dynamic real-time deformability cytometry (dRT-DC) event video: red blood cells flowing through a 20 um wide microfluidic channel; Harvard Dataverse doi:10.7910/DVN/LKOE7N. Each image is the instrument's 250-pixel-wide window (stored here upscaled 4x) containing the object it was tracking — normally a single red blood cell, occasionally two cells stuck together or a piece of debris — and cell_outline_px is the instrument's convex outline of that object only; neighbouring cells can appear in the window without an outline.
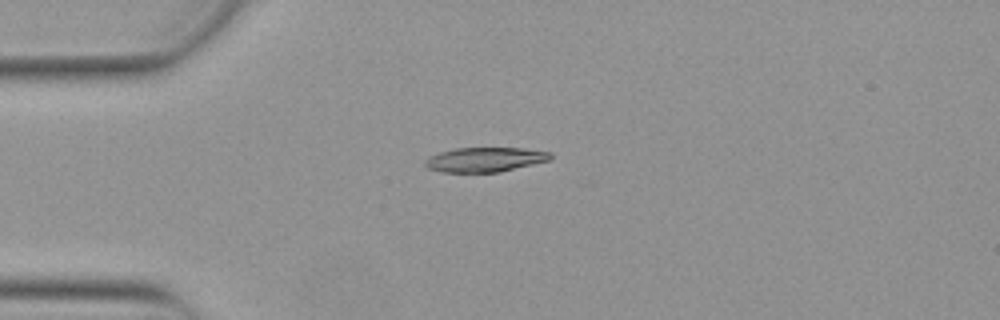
{"species": "Egyptian fruit bat (a non-hibernating species)", "species_latin": "Rousettus aegyptiacus", "temperature_condition": "warm", "stored_images_in_passage": 17, "camera_frame_rate_fps": 3000, "um_per_image_px": 0.085, "animal": {"sex": "female"}, "frame": {"image": 1, "passage_image": 12, "time_ms": 3.667, "image_size_px": [1000, 320], "cell_outline_px": [[552, 156], [548, 160], [500, 172], [440, 172], [428, 168], [424, 164], [424, 160], [428, 156], [440, 152], [456, 148], [524, 148], [552, 152]], "centroid_in_image_um": [41.19, 13.56], "position_along_channel_um": 43.8, "area_um2": 17.92}}
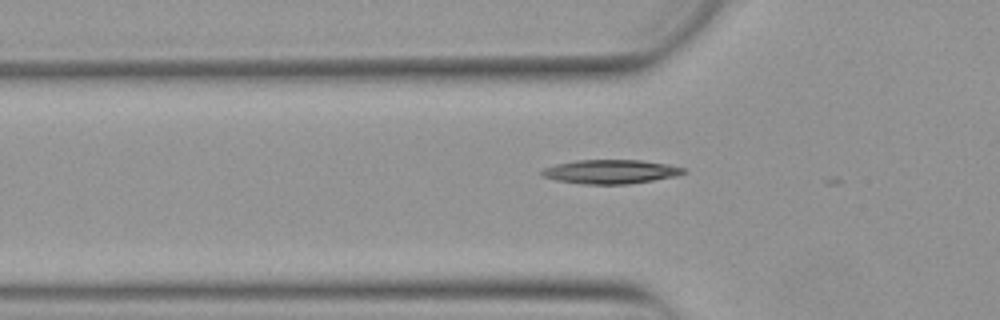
{"frame": {"image": 2, "passage_image": 16, "time_ms": 5.0, "image_size_px": [1000, 320], "cell_outline_px": [[688, 172], [676, 176], [628, 184], [584, 184], [556, 180], [544, 176], [540, 172], [544, 168], [556, 164], [576, 160], [640, 160], [668, 164], [684, 168]], "centroid_in_image_um": [51.92, 14.59], "position_along_channel_um": 73.9, "area_um2": 19.71}}